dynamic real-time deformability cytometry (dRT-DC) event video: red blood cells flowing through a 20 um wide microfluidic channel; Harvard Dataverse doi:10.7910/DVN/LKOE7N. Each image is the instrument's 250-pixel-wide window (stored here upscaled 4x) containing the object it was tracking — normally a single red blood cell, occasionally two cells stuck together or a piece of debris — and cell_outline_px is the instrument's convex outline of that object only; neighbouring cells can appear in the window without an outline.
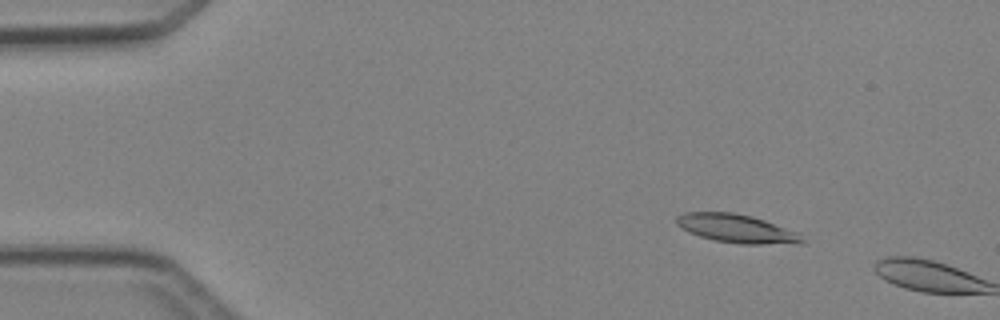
{"species": "Egyptian fruit bat (a non-hibernating species)", "species_latin": "Rousettus aegyptiacus", "temperature_condition": "cold", "stored_images_in_passage": 3, "camera_frame_rate_fps": 3000, "um_per_image_px": 0.085, "animal": {"sex": "female"}, "frame": {"image": 1, "passage_image": 2, "time_ms": 1.333, "image_size_px": [1000, 320], "cell_outline_px": [[804, 244], [740, 244], [716, 240], [700, 236], [688, 232], [680, 228], [676, 224], [676, 216], [684, 212], [732, 212], [752, 216], [800, 232], [804, 240]], "centroid_in_image_um": [62.65, 19.43], "position_along_channel_um": 22.4, "area_um2": 21.1}}